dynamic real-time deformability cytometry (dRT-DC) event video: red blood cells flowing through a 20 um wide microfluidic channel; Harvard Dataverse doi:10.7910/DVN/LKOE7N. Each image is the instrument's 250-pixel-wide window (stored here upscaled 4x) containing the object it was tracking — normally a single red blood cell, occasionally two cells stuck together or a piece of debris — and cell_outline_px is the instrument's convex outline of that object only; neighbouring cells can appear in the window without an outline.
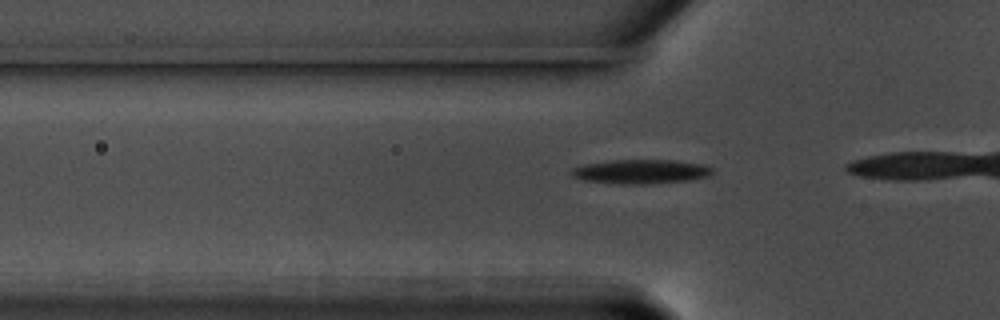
{"species": "common noctule bat (a hibernating species)", "species_latin": "Nyctalus noctula", "temperature_condition": "warm", "stored_images_in_passage": 8, "camera_frame_rate_fps": 3000, "um_per_image_px": 0.085, "animal": {"sex": "male", "body_mass_g": 17.5, "forearm_length_mm": 52.3}, "frame": {"image": 1, "passage_image": 3, "time_ms": 0.667, "image_size_px": [1000, 320], "cell_outline_px": [[712, 172], [708, 176], [688, 180], [648, 184], [620, 184], [584, 180], [572, 176], [572, 168], [584, 164], [616, 160], [676, 160], [704, 164], [712, 168]], "centroid_in_image_um": [54.49, 14.58], "position_along_channel_um": 71.3, "area_um2": 19.77}}
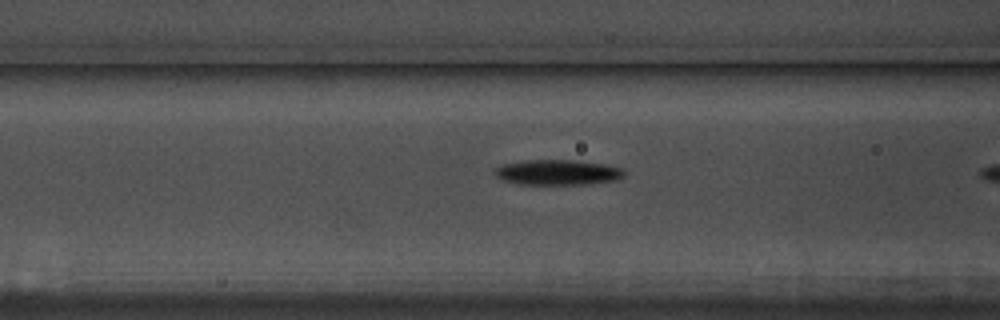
{"frame": {"image": 2, "passage_image": 7, "time_ms": 2.0, "image_size_px": [1000, 320], "cell_outline_px": [[624, 176], [620, 180], [584, 184], [520, 184], [500, 180], [492, 172], [496, 168], [504, 164], [524, 160], [576, 160], [604, 164], [624, 168]], "centroid_in_image_um": [47.41, 14.65], "position_along_channel_um": 119.2, "area_um2": 19.25}}